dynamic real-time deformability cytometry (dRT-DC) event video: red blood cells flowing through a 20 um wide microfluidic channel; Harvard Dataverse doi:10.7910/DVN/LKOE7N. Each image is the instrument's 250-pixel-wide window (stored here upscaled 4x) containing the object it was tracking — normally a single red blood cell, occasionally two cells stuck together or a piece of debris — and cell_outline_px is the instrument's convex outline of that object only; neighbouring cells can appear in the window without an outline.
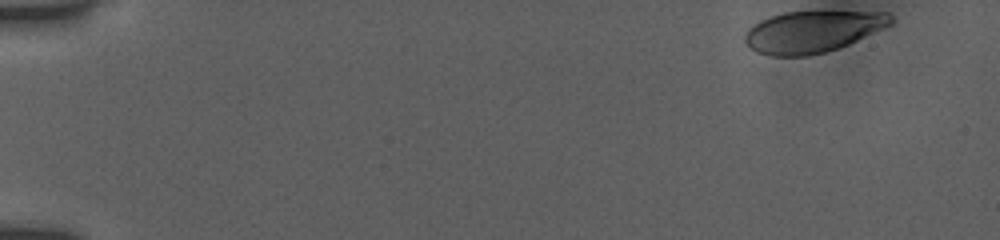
{"species": "human", "species_latin": "Homo sapiens", "temperature_condition": "room temperature", "stored_images_in_passage": 44, "camera_frame_rate_fps": 3000, "um_per_image_px": 0.085, "donor": {"sex": "female"}, "frame": {"image": 1, "passage_image": 1, "time_ms": 0.0, "image_size_px": [1000, 240], "cell_outline_px": [[892, 24], [840, 48], [824, 52], [804, 56], [772, 56], [756, 52], [744, 40], [744, 36], [748, 28], [752, 24], [760, 20], [784, 12], [888, 12], [892, 16]], "centroid_in_image_um": [69.04, 2.69], "position_along_channel_um": 16.0, "area_um2": 35.14}}
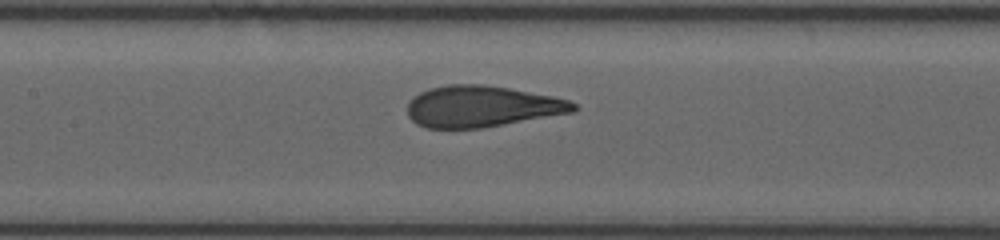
{"frame": {"image": 2, "passage_image": 24, "time_ms": 7.667, "image_size_px": [1000, 240], "cell_outline_px": [[580, 108], [572, 112], [480, 128], [428, 128], [416, 124], [408, 116], [408, 100], [412, 96], [420, 92], [432, 88], [448, 84], [484, 84], [508, 88], [552, 96], [568, 100], [576, 104]], "centroid_in_image_um": [40.91, 9.04], "position_along_channel_um": 166.5, "area_um2": 39.77}}
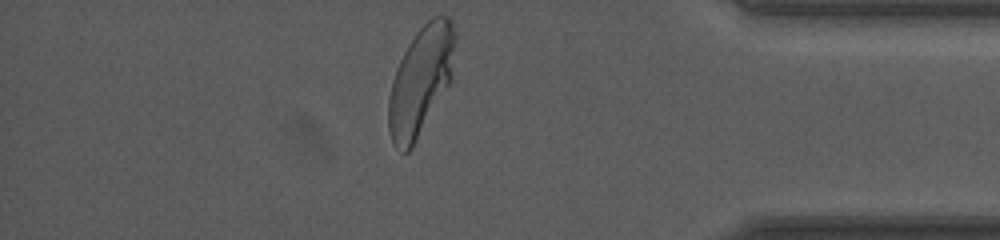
{"frame": {"image": 3, "passage_image": 44, "time_ms": 14.333, "image_size_px": [1000, 240], "cell_outline_px": [[456, 40], [452, 80], [412, 148], [408, 152], [404, 152], [396, 148], [392, 140], [388, 128], [388, 100], [392, 80], [396, 68], [408, 44], [416, 32], [432, 16], [440, 12], [448, 16], [452, 20], [456, 32]], "centroid_in_image_um": [35.79, 6.81], "position_along_channel_um": 399.4, "area_um2": 42.66}, "authors_computed_cell_mechanics": {"area_um2": 39.9687, "velocity_mm_per_s": 3.8712, "shape_relaxation_time_tau1_ms": 3.8789, "shape_relaxation_time_tau2_ms": null, "deformation_change_tau1": 0.1933, "deformation_change_tau2": null}}